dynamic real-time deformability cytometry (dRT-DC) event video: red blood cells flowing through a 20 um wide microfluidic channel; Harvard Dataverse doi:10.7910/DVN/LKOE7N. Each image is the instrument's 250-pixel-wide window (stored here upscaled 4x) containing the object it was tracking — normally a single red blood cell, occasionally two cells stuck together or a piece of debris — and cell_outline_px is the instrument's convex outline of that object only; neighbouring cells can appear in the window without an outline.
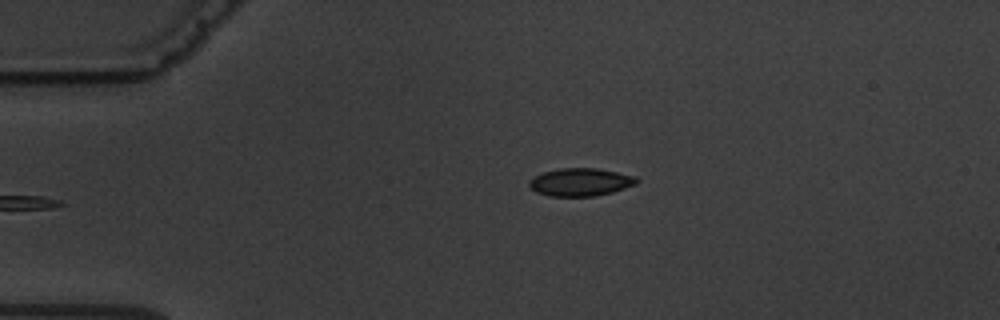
{"species": "common noctule bat (a hibernating species)", "species_latin": "Nyctalus noctula", "temperature_condition": "warm", "stored_images_in_passage": 7, "segment_of_instrument_passage": [2, 2], "camera_frame_rate_fps": 3000, "um_per_image_px": 0.085, "animal": {"sex": "male", "body_mass_g": 19.5, "forearm_length_mm": 54.6}, "frame": {"image": 1, "passage_image": 7, "time_ms": 7.0, "image_size_px": [1000, 320], "cell_outline_px": [[640, 180], [636, 184], [612, 192], [596, 196], [548, 196], [536, 192], [528, 184], [528, 180], [544, 172], [560, 168], [596, 168], [636, 176]], "centroid_in_image_um": [49.35, 15.48], "position_along_channel_um": 35.7, "area_um2": 17.4}}